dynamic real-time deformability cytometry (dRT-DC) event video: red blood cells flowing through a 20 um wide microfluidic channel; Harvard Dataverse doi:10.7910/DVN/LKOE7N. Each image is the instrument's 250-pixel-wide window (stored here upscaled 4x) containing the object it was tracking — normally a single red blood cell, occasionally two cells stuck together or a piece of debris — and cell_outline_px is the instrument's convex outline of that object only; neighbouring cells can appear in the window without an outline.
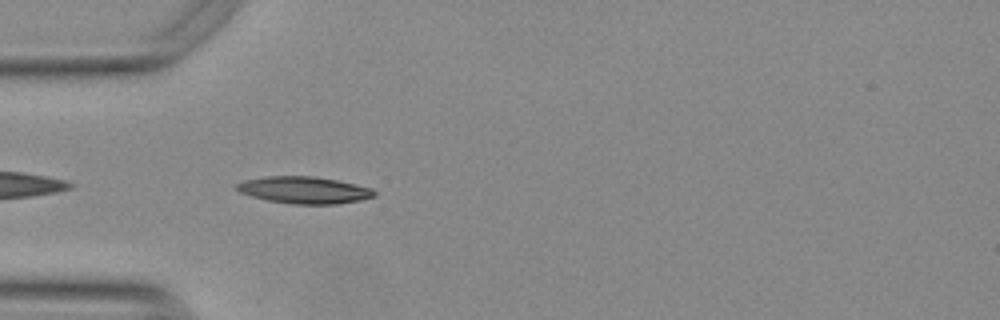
{"species": "Egyptian fruit bat (a non-hibernating species)", "species_latin": "Rousettus aegyptiacus", "temperature_condition": "warm", "stored_images_in_passage": 36, "camera_frame_rate_fps": 3000, "um_per_image_px": 0.085, "animal": {"sex": "female"}, "frame": {"image": 1, "passage_image": 2, "time_ms": 0.333, "image_size_px": [1000, 320], "cell_outline_px": [[376, 196], [360, 200], [336, 204], [292, 204], [268, 200], [252, 196], [240, 192], [236, 188], [236, 184], [244, 180], [268, 176], [316, 176], [336, 180], [372, 188], [376, 192]], "centroid_in_image_um": [25.87, 16.15], "position_along_channel_um": 59.1, "area_um2": 21.5}}
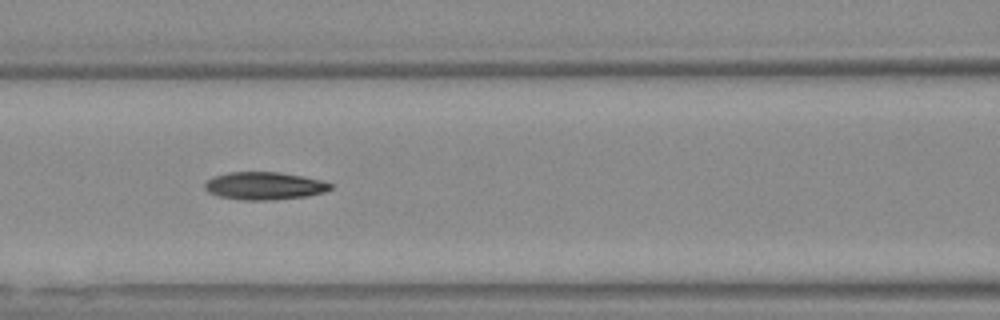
{"frame": {"image": 2, "passage_image": 9, "time_ms": 2.667, "image_size_px": [1000, 320], "cell_outline_px": [[332, 188], [324, 192], [308, 196], [272, 200], [240, 200], [220, 196], [208, 192], [204, 188], [204, 184], [208, 180], [216, 176], [228, 172], [280, 172], [320, 180], [332, 184]], "centroid_in_image_um": [22.47, 15.8], "position_along_channel_um": 144.1, "area_um2": 20.17}}
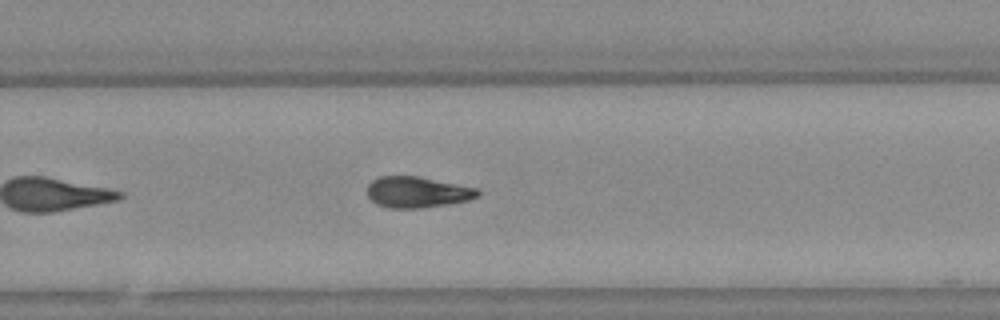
{"frame": {"image": 3, "passage_image": 21, "time_ms": 6.667, "image_size_px": [1000, 320], "cell_outline_px": [[480, 192], [476, 196], [468, 200], [448, 204], [424, 208], [388, 208], [376, 204], [368, 196], [368, 184], [372, 180], [380, 176], [416, 176], [476, 188]], "centroid_in_image_um": [35.42, 16.34], "position_along_channel_um": 294.4, "area_um2": 19.77}, "authors_computed_cell_mechanics": {"area_um2": 19.7676, "velocity_mm_per_s": 3.7746, "shape_relaxation_time_tau1_ms": 6.1368, "shape_relaxation_time_tau2_ms": 3.7149, "deformation_change_tau1": 0.1999, "deformation_change_tau2": 0.1173}}